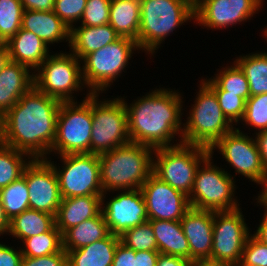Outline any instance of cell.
<instances>
[{
  "label": "cell",
  "instance_id": "cell-1",
  "mask_svg": "<svg viewBox=\"0 0 267 266\" xmlns=\"http://www.w3.org/2000/svg\"><path fill=\"white\" fill-rule=\"evenodd\" d=\"M60 104L33 86L0 118V142L30 155L28 159H46L55 140Z\"/></svg>",
  "mask_w": 267,
  "mask_h": 266
},
{
  "label": "cell",
  "instance_id": "cell-2",
  "mask_svg": "<svg viewBox=\"0 0 267 266\" xmlns=\"http://www.w3.org/2000/svg\"><path fill=\"white\" fill-rule=\"evenodd\" d=\"M181 103L178 92L161 88L129 106L124 102L130 141L153 149L172 147V138L183 132Z\"/></svg>",
  "mask_w": 267,
  "mask_h": 266
},
{
  "label": "cell",
  "instance_id": "cell-3",
  "mask_svg": "<svg viewBox=\"0 0 267 266\" xmlns=\"http://www.w3.org/2000/svg\"><path fill=\"white\" fill-rule=\"evenodd\" d=\"M152 152L149 146L130 142L98 155L102 205L107 191L141 189L152 174Z\"/></svg>",
  "mask_w": 267,
  "mask_h": 266
},
{
  "label": "cell",
  "instance_id": "cell-4",
  "mask_svg": "<svg viewBox=\"0 0 267 266\" xmlns=\"http://www.w3.org/2000/svg\"><path fill=\"white\" fill-rule=\"evenodd\" d=\"M195 105L183 124L182 143L211 148L234 128L224 116L215 92L202 80Z\"/></svg>",
  "mask_w": 267,
  "mask_h": 266
},
{
  "label": "cell",
  "instance_id": "cell-5",
  "mask_svg": "<svg viewBox=\"0 0 267 266\" xmlns=\"http://www.w3.org/2000/svg\"><path fill=\"white\" fill-rule=\"evenodd\" d=\"M140 6L138 46L151 54L175 28L194 19V10L181 0H140Z\"/></svg>",
  "mask_w": 267,
  "mask_h": 266
},
{
  "label": "cell",
  "instance_id": "cell-6",
  "mask_svg": "<svg viewBox=\"0 0 267 266\" xmlns=\"http://www.w3.org/2000/svg\"><path fill=\"white\" fill-rule=\"evenodd\" d=\"M152 173L174 189L189 196L195 180L196 171L210 155L209 148L199 145L183 144L154 149Z\"/></svg>",
  "mask_w": 267,
  "mask_h": 266
},
{
  "label": "cell",
  "instance_id": "cell-7",
  "mask_svg": "<svg viewBox=\"0 0 267 266\" xmlns=\"http://www.w3.org/2000/svg\"><path fill=\"white\" fill-rule=\"evenodd\" d=\"M61 102L56 121V136L51 151L58 154L90 153L92 135V94L82 103Z\"/></svg>",
  "mask_w": 267,
  "mask_h": 266
},
{
  "label": "cell",
  "instance_id": "cell-8",
  "mask_svg": "<svg viewBox=\"0 0 267 266\" xmlns=\"http://www.w3.org/2000/svg\"><path fill=\"white\" fill-rule=\"evenodd\" d=\"M92 94V135L90 153L101 154L130 143L127 111L122 98L99 101Z\"/></svg>",
  "mask_w": 267,
  "mask_h": 266
},
{
  "label": "cell",
  "instance_id": "cell-9",
  "mask_svg": "<svg viewBox=\"0 0 267 266\" xmlns=\"http://www.w3.org/2000/svg\"><path fill=\"white\" fill-rule=\"evenodd\" d=\"M140 49L138 43L128 37H120L116 41L88 54L83 59V82L91 90V94L104 91L122 70L127 66L132 57V51ZM120 73V74H119Z\"/></svg>",
  "mask_w": 267,
  "mask_h": 266
},
{
  "label": "cell",
  "instance_id": "cell-10",
  "mask_svg": "<svg viewBox=\"0 0 267 266\" xmlns=\"http://www.w3.org/2000/svg\"><path fill=\"white\" fill-rule=\"evenodd\" d=\"M212 155L198 167L194 185L188 196L190 206L195 209L210 211H229L239 208L234 197L235 183L232 175L216 165L212 166ZM233 196V197H232Z\"/></svg>",
  "mask_w": 267,
  "mask_h": 266
},
{
  "label": "cell",
  "instance_id": "cell-11",
  "mask_svg": "<svg viewBox=\"0 0 267 266\" xmlns=\"http://www.w3.org/2000/svg\"><path fill=\"white\" fill-rule=\"evenodd\" d=\"M79 61L73 53L49 55L34 74V86L61 102L74 101L72 91L84 84Z\"/></svg>",
  "mask_w": 267,
  "mask_h": 266
},
{
  "label": "cell",
  "instance_id": "cell-12",
  "mask_svg": "<svg viewBox=\"0 0 267 266\" xmlns=\"http://www.w3.org/2000/svg\"><path fill=\"white\" fill-rule=\"evenodd\" d=\"M60 171L50 162L58 178L62 199L76 196L103 195L98 154L81 153L61 155Z\"/></svg>",
  "mask_w": 267,
  "mask_h": 266
},
{
  "label": "cell",
  "instance_id": "cell-13",
  "mask_svg": "<svg viewBox=\"0 0 267 266\" xmlns=\"http://www.w3.org/2000/svg\"><path fill=\"white\" fill-rule=\"evenodd\" d=\"M249 233L240 208L214 212L212 261L240 262Z\"/></svg>",
  "mask_w": 267,
  "mask_h": 266
},
{
  "label": "cell",
  "instance_id": "cell-14",
  "mask_svg": "<svg viewBox=\"0 0 267 266\" xmlns=\"http://www.w3.org/2000/svg\"><path fill=\"white\" fill-rule=\"evenodd\" d=\"M214 148L219 149L236 173H240L252 182L264 185L267 172L263 168L256 141L234 128L219 139L209 150L213 154Z\"/></svg>",
  "mask_w": 267,
  "mask_h": 266
},
{
  "label": "cell",
  "instance_id": "cell-15",
  "mask_svg": "<svg viewBox=\"0 0 267 266\" xmlns=\"http://www.w3.org/2000/svg\"><path fill=\"white\" fill-rule=\"evenodd\" d=\"M22 176L29 190L30 209L56 216L62 197L57 175L47 158L32 159Z\"/></svg>",
  "mask_w": 267,
  "mask_h": 266
},
{
  "label": "cell",
  "instance_id": "cell-16",
  "mask_svg": "<svg viewBox=\"0 0 267 266\" xmlns=\"http://www.w3.org/2000/svg\"><path fill=\"white\" fill-rule=\"evenodd\" d=\"M149 220L180 221L191 208L188 196L153 173L141 187Z\"/></svg>",
  "mask_w": 267,
  "mask_h": 266
},
{
  "label": "cell",
  "instance_id": "cell-17",
  "mask_svg": "<svg viewBox=\"0 0 267 266\" xmlns=\"http://www.w3.org/2000/svg\"><path fill=\"white\" fill-rule=\"evenodd\" d=\"M101 208L105 222L113 235L121 236L126 230L149 220L140 189L123 190Z\"/></svg>",
  "mask_w": 267,
  "mask_h": 266
},
{
  "label": "cell",
  "instance_id": "cell-18",
  "mask_svg": "<svg viewBox=\"0 0 267 266\" xmlns=\"http://www.w3.org/2000/svg\"><path fill=\"white\" fill-rule=\"evenodd\" d=\"M263 0H204L195 10L194 19L204 27L223 28L244 22L261 7Z\"/></svg>",
  "mask_w": 267,
  "mask_h": 266
},
{
  "label": "cell",
  "instance_id": "cell-19",
  "mask_svg": "<svg viewBox=\"0 0 267 266\" xmlns=\"http://www.w3.org/2000/svg\"><path fill=\"white\" fill-rule=\"evenodd\" d=\"M190 247V260H211L214 211L190 208L180 220Z\"/></svg>",
  "mask_w": 267,
  "mask_h": 266
},
{
  "label": "cell",
  "instance_id": "cell-20",
  "mask_svg": "<svg viewBox=\"0 0 267 266\" xmlns=\"http://www.w3.org/2000/svg\"><path fill=\"white\" fill-rule=\"evenodd\" d=\"M23 64L10 61L0 72V118L34 86V73Z\"/></svg>",
  "mask_w": 267,
  "mask_h": 266
},
{
  "label": "cell",
  "instance_id": "cell-21",
  "mask_svg": "<svg viewBox=\"0 0 267 266\" xmlns=\"http://www.w3.org/2000/svg\"><path fill=\"white\" fill-rule=\"evenodd\" d=\"M101 206L102 195L63 198L55 216V226L63 235L71 227L98 216Z\"/></svg>",
  "mask_w": 267,
  "mask_h": 266
},
{
  "label": "cell",
  "instance_id": "cell-22",
  "mask_svg": "<svg viewBox=\"0 0 267 266\" xmlns=\"http://www.w3.org/2000/svg\"><path fill=\"white\" fill-rule=\"evenodd\" d=\"M12 62L23 64L35 71L49 56L48 45L31 31L20 30L7 42Z\"/></svg>",
  "mask_w": 267,
  "mask_h": 266
},
{
  "label": "cell",
  "instance_id": "cell-23",
  "mask_svg": "<svg viewBox=\"0 0 267 266\" xmlns=\"http://www.w3.org/2000/svg\"><path fill=\"white\" fill-rule=\"evenodd\" d=\"M21 28L37 35L46 45L64 39L70 41V29L53 10H24Z\"/></svg>",
  "mask_w": 267,
  "mask_h": 266
},
{
  "label": "cell",
  "instance_id": "cell-24",
  "mask_svg": "<svg viewBox=\"0 0 267 266\" xmlns=\"http://www.w3.org/2000/svg\"><path fill=\"white\" fill-rule=\"evenodd\" d=\"M119 38L120 36L110 24L95 27L81 25L70 29V41L68 43L71 46L72 53L81 61L88 54Z\"/></svg>",
  "mask_w": 267,
  "mask_h": 266
},
{
  "label": "cell",
  "instance_id": "cell-25",
  "mask_svg": "<svg viewBox=\"0 0 267 266\" xmlns=\"http://www.w3.org/2000/svg\"><path fill=\"white\" fill-rule=\"evenodd\" d=\"M120 236L110 234L80 249L67 252L68 266H112Z\"/></svg>",
  "mask_w": 267,
  "mask_h": 266
},
{
  "label": "cell",
  "instance_id": "cell-26",
  "mask_svg": "<svg viewBox=\"0 0 267 266\" xmlns=\"http://www.w3.org/2000/svg\"><path fill=\"white\" fill-rule=\"evenodd\" d=\"M154 231L157 251L190 260V247L180 221L148 220Z\"/></svg>",
  "mask_w": 267,
  "mask_h": 266
},
{
  "label": "cell",
  "instance_id": "cell-27",
  "mask_svg": "<svg viewBox=\"0 0 267 266\" xmlns=\"http://www.w3.org/2000/svg\"><path fill=\"white\" fill-rule=\"evenodd\" d=\"M140 18V0H111L109 24L120 37L138 43Z\"/></svg>",
  "mask_w": 267,
  "mask_h": 266
},
{
  "label": "cell",
  "instance_id": "cell-28",
  "mask_svg": "<svg viewBox=\"0 0 267 266\" xmlns=\"http://www.w3.org/2000/svg\"><path fill=\"white\" fill-rule=\"evenodd\" d=\"M110 230L105 222L102 212L79 225L68 229L63 235V249L67 253L70 250L80 249L84 246L104 239L110 235Z\"/></svg>",
  "mask_w": 267,
  "mask_h": 266
},
{
  "label": "cell",
  "instance_id": "cell-29",
  "mask_svg": "<svg viewBox=\"0 0 267 266\" xmlns=\"http://www.w3.org/2000/svg\"><path fill=\"white\" fill-rule=\"evenodd\" d=\"M54 226V215L29 208L10 220L8 232L23 241L26 238L48 232Z\"/></svg>",
  "mask_w": 267,
  "mask_h": 266
},
{
  "label": "cell",
  "instance_id": "cell-30",
  "mask_svg": "<svg viewBox=\"0 0 267 266\" xmlns=\"http://www.w3.org/2000/svg\"><path fill=\"white\" fill-rule=\"evenodd\" d=\"M234 61L244 72L250 96L267 93V52L241 56Z\"/></svg>",
  "mask_w": 267,
  "mask_h": 266
},
{
  "label": "cell",
  "instance_id": "cell-31",
  "mask_svg": "<svg viewBox=\"0 0 267 266\" xmlns=\"http://www.w3.org/2000/svg\"><path fill=\"white\" fill-rule=\"evenodd\" d=\"M0 201L9 221L29 209V190L26 179L21 176L18 180L1 188Z\"/></svg>",
  "mask_w": 267,
  "mask_h": 266
},
{
  "label": "cell",
  "instance_id": "cell-32",
  "mask_svg": "<svg viewBox=\"0 0 267 266\" xmlns=\"http://www.w3.org/2000/svg\"><path fill=\"white\" fill-rule=\"evenodd\" d=\"M25 249L21 248L23 257H41L59 253L63 249L61 232L54 226L50 231L23 240Z\"/></svg>",
  "mask_w": 267,
  "mask_h": 266
},
{
  "label": "cell",
  "instance_id": "cell-33",
  "mask_svg": "<svg viewBox=\"0 0 267 266\" xmlns=\"http://www.w3.org/2000/svg\"><path fill=\"white\" fill-rule=\"evenodd\" d=\"M24 155L27 156L26 153L0 142V189L23 175L25 167L32 160L27 161L28 163L25 162Z\"/></svg>",
  "mask_w": 267,
  "mask_h": 266
},
{
  "label": "cell",
  "instance_id": "cell-34",
  "mask_svg": "<svg viewBox=\"0 0 267 266\" xmlns=\"http://www.w3.org/2000/svg\"><path fill=\"white\" fill-rule=\"evenodd\" d=\"M23 12L20 0H0V42H7L20 30Z\"/></svg>",
  "mask_w": 267,
  "mask_h": 266
},
{
  "label": "cell",
  "instance_id": "cell-35",
  "mask_svg": "<svg viewBox=\"0 0 267 266\" xmlns=\"http://www.w3.org/2000/svg\"><path fill=\"white\" fill-rule=\"evenodd\" d=\"M212 80L228 93L236 94L247 100L250 97L249 83L241 68L234 63V66L224 68Z\"/></svg>",
  "mask_w": 267,
  "mask_h": 266
},
{
  "label": "cell",
  "instance_id": "cell-36",
  "mask_svg": "<svg viewBox=\"0 0 267 266\" xmlns=\"http://www.w3.org/2000/svg\"><path fill=\"white\" fill-rule=\"evenodd\" d=\"M120 242L134 251H157V242L149 221L126 230Z\"/></svg>",
  "mask_w": 267,
  "mask_h": 266
},
{
  "label": "cell",
  "instance_id": "cell-37",
  "mask_svg": "<svg viewBox=\"0 0 267 266\" xmlns=\"http://www.w3.org/2000/svg\"><path fill=\"white\" fill-rule=\"evenodd\" d=\"M204 82L215 92L222 112L231 124L243 119L246 106L244 98L223 91L211 78L206 81L204 79Z\"/></svg>",
  "mask_w": 267,
  "mask_h": 266
},
{
  "label": "cell",
  "instance_id": "cell-38",
  "mask_svg": "<svg viewBox=\"0 0 267 266\" xmlns=\"http://www.w3.org/2000/svg\"><path fill=\"white\" fill-rule=\"evenodd\" d=\"M242 121L255 127L259 132L267 130V93L250 96L246 100Z\"/></svg>",
  "mask_w": 267,
  "mask_h": 266
},
{
  "label": "cell",
  "instance_id": "cell-39",
  "mask_svg": "<svg viewBox=\"0 0 267 266\" xmlns=\"http://www.w3.org/2000/svg\"><path fill=\"white\" fill-rule=\"evenodd\" d=\"M111 0H87L82 15V26H101L109 24Z\"/></svg>",
  "mask_w": 267,
  "mask_h": 266
},
{
  "label": "cell",
  "instance_id": "cell-40",
  "mask_svg": "<svg viewBox=\"0 0 267 266\" xmlns=\"http://www.w3.org/2000/svg\"><path fill=\"white\" fill-rule=\"evenodd\" d=\"M87 0H54L53 12L67 25L73 27V22L80 21Z\"/></svg>",
  "mask_w": 267,
  "mask_h": 266
},
{
  "label": "cell",
  "instance_id": "cell-41",
  "mask_svg": "<svg viewBox=\"0 0 267 266\" xmlns=\"http://www.w3.org/2000/svg\"><path fill=\"white\" fill-rule=\"evenodd\" d=\"M241 262L248 266H267V245L254 235L246 240Z\"/></svg>",
  "mask_w": 267,
  "mask_h": 266
},
{
  "label": "cell",
  "instance_id": "cell-42",
  "mask_svg": "<svg viewBox=\"0 0 267 266\" xmlns=\"http://www.w3.org/2000/svg\"><path fill=\"white\" fill-rule=\"evenodd\" d=\"M21 266H68L67 253L62 249L59 253L41 257H23Z\"/></svg>",
  "mask_w": 267,
  "mask_h": 266
},
{
  "label": "cell",
  "instance_id": "cell-43",
  "mask_svg": "<svg viewBox=\"0 0 267 266\" xmlns=\"http://www.w3.org/2000/svg\"><path fill=\"white\" fill-rule=\"evenodd\" d=\"M135 251L119 242L114 254L112 266H135Z\"/></svg>",
  "mask_w": 267,
  "mask_h": 266
},
{
  "label": "cell",
  "instance_id": "cell-44",
  "mask_svg": "<svg viewBox=\"0 0 267 266\" xmlns=\"http://www.w3.org/2000/svg\"><path fill=\"white\" fill-rule=\"evenodd\" d=\"M23 255L14 248L0 243V266H21Z\"/></svg>",
  "mask_w": 267,
  "mask_h": 266
},
{
  "label": "cell",
  "instance_id": "cell-45",
  "mask_svg": "<svg viewBox=\"0 0 267 266\" xmlns=\"http://www.w3.org/2000/svg\"><path fill=\"white\" fill-rule=\"evenodd\" d=\"M158 251H135V266H156Z\"/></svg>",
  "mask_w": 267,
  "mask_h": 266
},
{
  "label": "cell",
  "instance_id": "cell-46",
  "mask_svg": "<svg viewBox=\"0 0 267 266\" xmlns=\"http://www.w3.org/2000/svg\"><path fill=\"white\" fill-rule=\"evenodd\" d=\"M24 10L51 11L54 8V0H20Z\"/></svg>",
  "mask_w": 267,
  "mask_h": 266
},
{
  "label": "cell",
  "instance_id": "cell-47",
  "mask_svg": "<svg viewBox=\"0 0 267 266\" xmlns=\"http://www.w3.org/2000/svg\"><path fill=\"white\" fill-rule=\"evenodd\" d=\"M191 263L186 258L159 253L156 266H191Z\"/></svg>",
  "mask_w": 267,
  "mask_h": 266
},
{
  "label": "cell",
  "instance_id": "cell-48",
  "mask_svg": "<svg viewBox=\"0 0 267 266\" xmlns=\"http://www.w3.org/2000/svg\"><path fill=\"white\" fill-rule=\"evenodd\" d=\"M255 141L260 153L263 168L267 172V130L256 133Z\"/></svg>",
  "mask_w": 267,
  "mask_h": 266
},
{
  "label": "cell",
  "instance_id": "cell-49",
  "mask_svg": "<svg viewBox=\"0 0 267 266\" xmlns=\"http://www.w3.org/2000/svg\"><path fill=\"white\" fill-rule=\"evenodd\" d=\"M264 217L259 227H257V232L253 234L259 241L267 245V209L265 208Z\"/></svg>",
  "mask_w": 267,
  "mask_h": 266
},
{
  "label": "cell",
  "instance_id": "cell-50",
  "mask_svg": "<svg viewBox=\"0 0 267 266\" xmlns=\"http://www.w3.org/2000/svg\"><path fill=\"white\" fill-rule=\"evenodd\" d=\"M11 61L8 45L6 42H0V72Z\"/></svg>",
  "mask_w": 267,
  "mask_h": 266
},
{
  "label": "cell",
  "instance_id": "cell-51",
  "mask_svg": "<svg viewBox=\"0 0 267 266\" xmlns=\"http://www.w3.org/2000/svg\"><path fill=\"white\" fill-rule=\"evenodd\" d=\"M9 223L10 221L5 214L4 207L0 201V235L8 232Z\"/></svg>",
  "mask_w": 267,
  "mask_h": 266
},
{
  "label": "cell",
  "instance_id": "cell-52",
  "mask_svg": "<svg viewBox=\"0 0 267 266\" xmlns=\"http://www.w3.org/2000/svg\"><path fill=\"white\" fill-rule=\"evenodd\" d=\"M191 266H232V265L227 263L214 262L211 260H198V261H193L191 263Z\"/></svg>",
  "mask_w": 267,
  "mask_h": 266
},
{
  "label": "cell",
  "instance_id": "cell-53",
  "mask_svg": "<svg viewBox=\"0 0 267 266\" xmlns=\"http://www.w3.org/2000/svg\"><path fill=\"white\" fill-rule=\"evenodd\" d=\"M264 190L262 189V193L260 194V196H258L259 201H257L258 203H260V205L265 206L264 208L267 209V181L264 183Z\"/></svg>",
  "mask_w": 267,
  "mask_h": 266
},
{
  "label": "cell",
  "instance_id": "cell-54",
  "mask_svg": "<svg viewBox=\"0 0 267 266\" xmlns=\"http://www.w3.org/2000/svg\"><path fill=\"white\" fill-rule=\"evenodd\" d=\"M185 2L192 10H195L204 0H181Z\"/></svg>",
  "mask_w": 267,
  "mask_h": 266
},
{
  "label": "cell",
  "instance_id": "cell-55",
  "mask_svg": "<svg viewBox=\"0 0 267 266\" xmlns=\"http://www.w3.org/2000/svg\"><path fill=\"white\" fill-rule=\"evenodd\" d=\"M232 266H248V265L243 264V263L240 261V262H238V263H236V264H234V265H232Z\"/></svg>",
  "mask_w": 267,
  "mask_h": 266
},
{
  "label": "cell",
  "instance_id": "cell-56",
  "mask_svg": "<svg viewBox=\"0 0 267 266\" xmlns=\"http://www.w3.org/2000/svg\"><path fill=\"white\" fill-rule=\"evenodd\" d=\"M264 36L266 35V38H267V29H265V31H264Z\"/></svg>",
  "mask_w": 267,
  "mask_h": 266
}]
</instances>
